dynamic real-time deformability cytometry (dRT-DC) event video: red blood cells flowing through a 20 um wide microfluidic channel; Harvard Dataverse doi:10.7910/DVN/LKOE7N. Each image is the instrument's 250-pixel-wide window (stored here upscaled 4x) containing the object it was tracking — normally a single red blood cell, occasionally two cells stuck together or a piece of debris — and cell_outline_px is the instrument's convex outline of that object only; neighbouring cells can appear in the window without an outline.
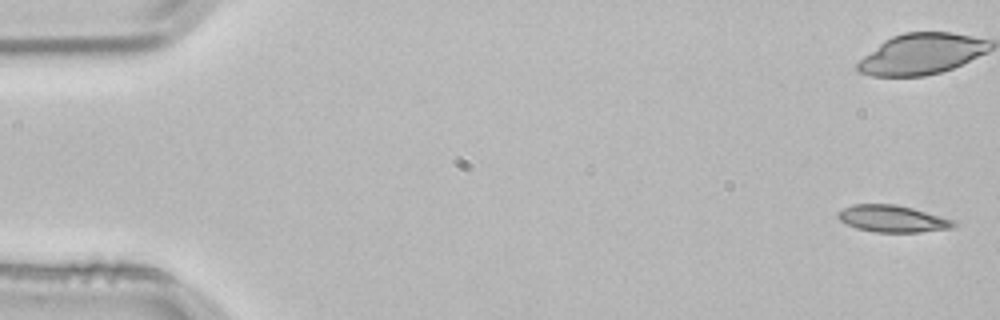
{"species": "common noctule bat (a hibernating species)", "species_latin": "Nyctalus noctula", "temperature_condition": "room temperature", "stored_images_in_passage": 3, "camera_frame_rate_fps": 3000, "um_per_image_px": 0.085, "animal": {"sex": "male", "body_mass_g": 21.5, "forearm_length_mm": 52.0}, "frame": {"image": 1, "passage_image": 1, "time_ms": 0.0, "image_size_px": [1000, 320], "cell_outline_px": [[956, 224], [952, 228], [920, 232], [876, 232], [856, 228], [840, 220], [836, 216], [836, 212], [852, 204], [896, 204], [912, 208], [952, 220]], "centroid_in_image_um": [75.8, 18.59], "position_along_channel_um": 9.2, "area_um2": 17.92}}